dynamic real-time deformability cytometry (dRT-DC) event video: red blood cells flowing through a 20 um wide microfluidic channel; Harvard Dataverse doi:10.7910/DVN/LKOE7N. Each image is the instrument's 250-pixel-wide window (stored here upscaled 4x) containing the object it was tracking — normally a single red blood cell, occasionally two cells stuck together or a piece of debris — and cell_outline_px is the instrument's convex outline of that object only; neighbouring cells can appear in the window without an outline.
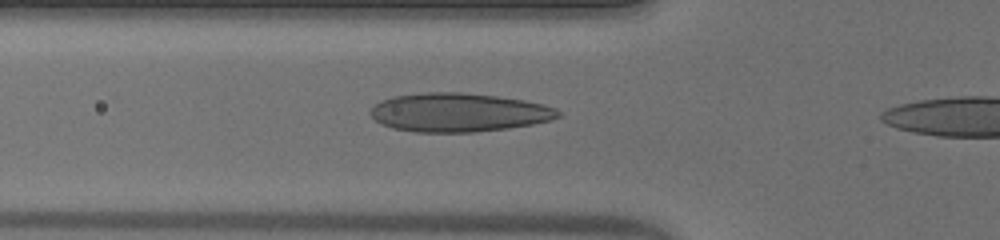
{"species": "human", "species_latin": "Homo sapiens", "temperature_condition": "warm", "stored_images_in_passage": 29, "camera_frame_rate_fps": 3000, "um_per_image_px": 0.085, "donor": {"sex": "male"}, "frame": {"image": 1, "passage_image": 2, "time_ms": 0.333, "image_size_px": [1000, 240], "cell_outline_px": [[560, 116], [552, 120], [532, 124], [508, 128], [472, 132], [416, 132], [392, 128], [380, 124], [368, 112], [380, 100], [392, 96], [424, 92], [460, 92], [496, 96], [524, 100], [544, 104], [556, 108], [560, 112]], "centroid_in_image_um": [38.97, 9.55], "position_along_channel_um": 86.8, "area_um2": 42.48}}
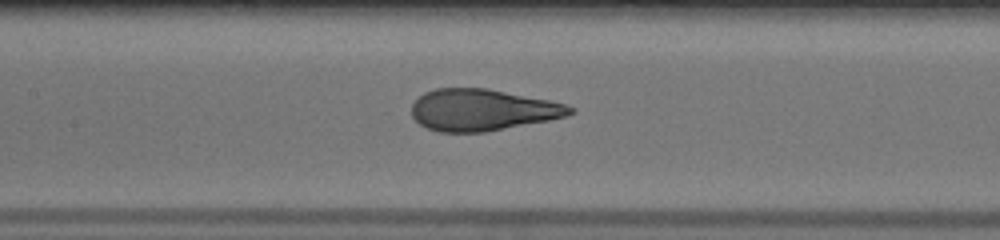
{"frame": {"image": 2, "passage_image": 8, "time_ms": 2.333, "image_size_px": [1000, 240], "cell_outline_px": [[576, 108], [572, 112], [564, 116], [548, 120], [484, 132], [440, 132], [428, 128], [420, 124], [412, 116], [412, 104], [424, 92], [436, 88], [488, 88], [548, 100], [564, 104]], "centroid_in_image_um": [40.96, 9.34], "position_along_channel_um": 166.4, "area_um2": 38.03}}
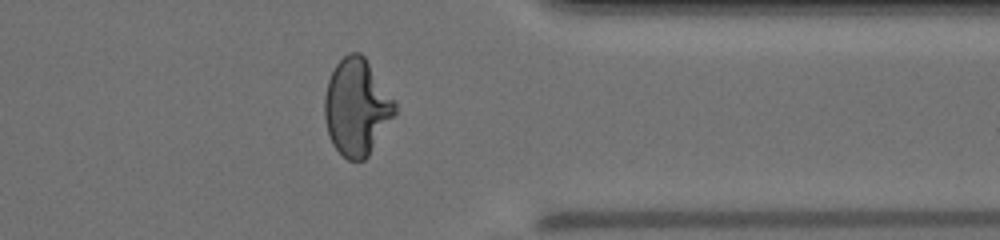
{"frame": {"image": 3, "passage_image": 25, "time_ms": 8.0, "image_size_px": [1000, 240], "cell_outline_px": [[396, 112], [368, 156], [364, 160], [348, 160], [332, 144], [328, 132], [324, 116], [324, 96], [328, 80], [336, 64], [348, 52], [360, 52], [364, 56], [396, 104]], "centroid_in_image_um": [30.29, 9.1], "position_along_channel_um": 381.1, "area_um2": 39.02}}